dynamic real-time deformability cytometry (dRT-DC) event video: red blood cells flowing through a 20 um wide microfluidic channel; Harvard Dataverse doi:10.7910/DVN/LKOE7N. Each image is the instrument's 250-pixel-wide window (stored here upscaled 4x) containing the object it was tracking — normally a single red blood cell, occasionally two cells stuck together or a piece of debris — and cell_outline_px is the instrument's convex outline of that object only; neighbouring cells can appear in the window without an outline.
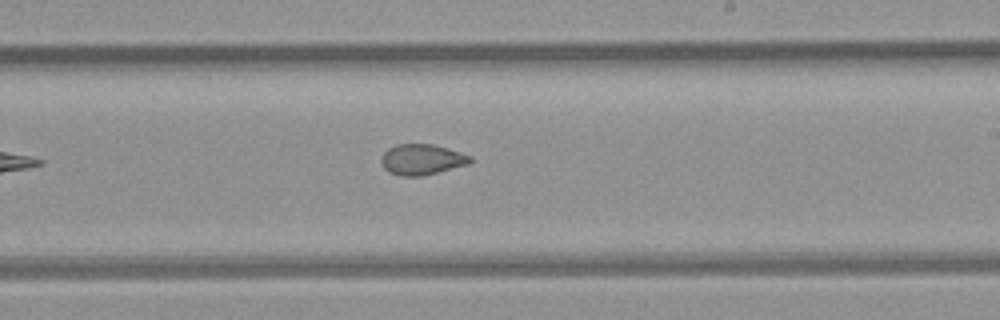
{"species": "common noctule bat (a hibernating species)", "species_latin": "Nyctalus noctula", "temperature_condition": "room temperature", "stored_images_in_passage": 7, "camera_frame_rate_fps": 3000, "um_per_image_px": 0.085, "animal": {"sex": "female", "body_mass_g": 21.9}, "frame": {"image": 1, "passage_image": 7, "time_ms": 8.0, "image_size_px": [1000, 320], "cell_outline_px": [[472, 160], [468, 164], [420, 176], [400, 176], [388, 172], [380, 164], [380, 156], [388, 148], [396, 144], [432, 144], [448, 148], [472, 156]], "centroid_in_image_um": [35.8, 13.55], "position_along_channel_um": 253.2, "area_um2": 15.95}}